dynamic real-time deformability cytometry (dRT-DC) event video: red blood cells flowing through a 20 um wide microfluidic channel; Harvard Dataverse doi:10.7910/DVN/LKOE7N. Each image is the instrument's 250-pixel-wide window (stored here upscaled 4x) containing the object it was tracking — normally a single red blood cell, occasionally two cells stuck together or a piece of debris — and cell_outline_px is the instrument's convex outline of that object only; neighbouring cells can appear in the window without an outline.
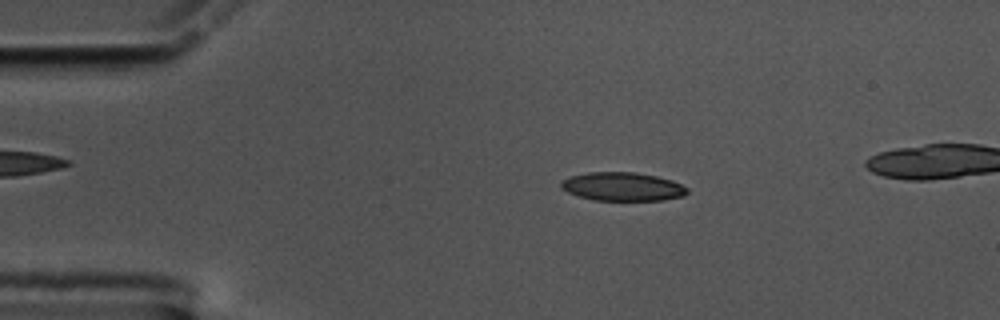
{"species": "common noctule bat (a hibernating species)", "species_latin": "Nyctalus noctula", "temperature_condition": "cold", "stored_images_in_passage": 52, "camera_frame_rate_fps": 3000, "um_per_image_px": 0.085, "animal": {"sex": "male", "body_mass_g": 17.5, "forearm_length_mm": 52.3}, "frame": {"image": 1, "passage_image": 10, "time_ms": 3.0, "image_size_px": [1000, 320], "cell_outline_px": [[688, 192], [684, 196], [664, 200], [592, 200], [568, 192], [560, 188], [560, 180], [572, 176], [588, 172], [636, 172], [656, 176], [672, 180], [688, 188]], "centroid_in_image_um": [52.91, 15.86], "position_along_channel_um": 32.1, "area_um2": 21.04}}
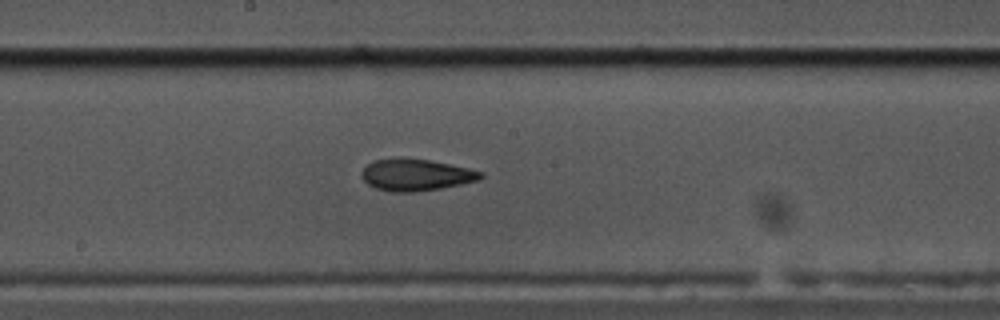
{"frame": {"image": 2, "passage_image": 29, "time_ms": 9.333, "image_size_px": [1000, 320], "cell_outline_px": [[484, 176], [480, 180], [440, 188], [412, 192], [392, 192], [376, 188], [368, 184], [360, 176], [360, 172], [372, 160], [428, 160], [468, 168], [484, 172]], "centroid_in_image_um": [35.37, 14.89], "position_along_channel_um": 212.8, "area_um2": 21.44}}
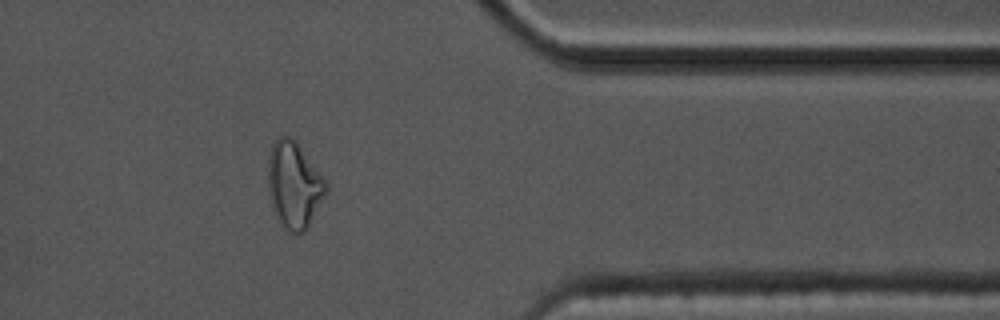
{"frame": {"image": 3, "passage_image": 45, "time_ms": 14.667, "image_size_px": [1000, 320], "cell_outline_px": [[328, 192], [308, 228], [304, 232], [288, 232], [280, 224], [272, 208], [268, 192], [268, 156], [272, 144], [280, 136], [288, 136], [296, 140], [328, 184]], "centroid_in_image_um": [25.0, 15.74], "position_along_channel_um": 386.4, "area_um2": 29.54}}